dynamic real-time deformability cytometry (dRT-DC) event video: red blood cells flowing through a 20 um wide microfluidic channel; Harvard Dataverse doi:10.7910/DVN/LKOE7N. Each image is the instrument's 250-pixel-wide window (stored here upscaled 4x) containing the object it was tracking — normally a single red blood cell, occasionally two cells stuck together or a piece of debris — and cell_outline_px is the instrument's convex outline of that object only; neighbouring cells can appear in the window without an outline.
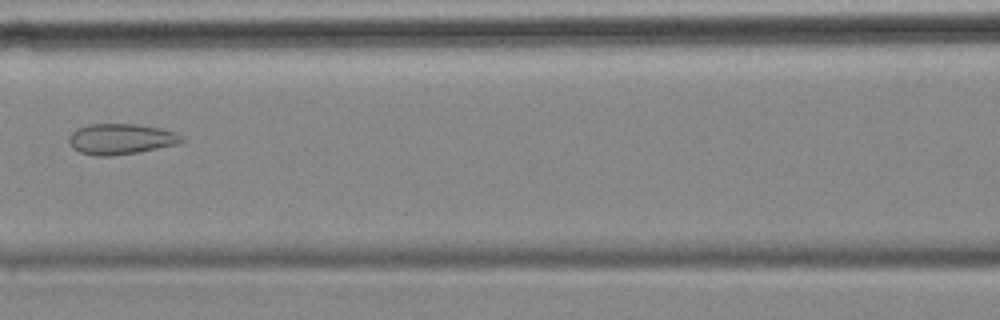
{"species": "common noctule bat (a hibernating species)", "species_latin": "Nyctalus noctula", "temperature_condition": "cold", "stored_images_in_passage": 10, "camera_frame_rate_fps": 3000, "um_per_image_px": 0.085, "animal": {"sex": "female", "body_mass_g": 18.4}, "frame": {"image": 1, "passage_image": 7, "time_ms": 7.0, "image_size_px": [1000, 320], "cell_outline_px": [[184, 140], [176, 144], [136, 152], [112, 156], [96, 156], [80, 152], [72, 148], [68, 140], [68, 136], [76, 128], [88, 124], [136, 124], [160, 128], [176, 132]], "centroid_in_image_um": [10.21, 11.81], "position_along_channel_um": 156.4, "area_um2": 20.06}}
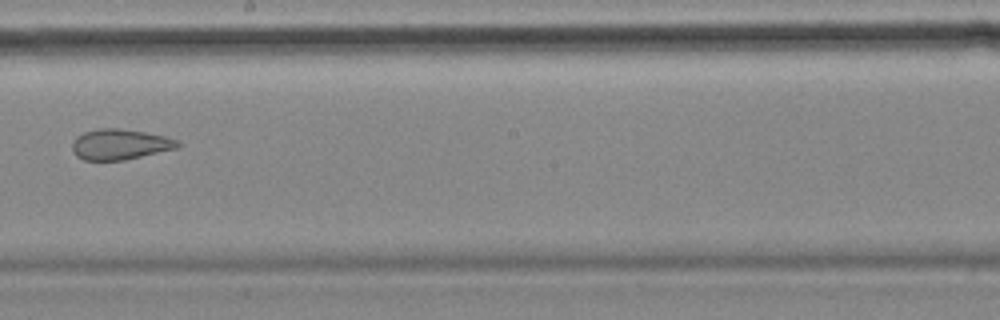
{"frame": {"image": 2, "passage_image": 9, "time_ms": 9.333, "image_size_px": [1000, 320], "cell_outline_px": [[180, 148], [124, 160], [84, 160], [76, 156], [72, 152], [72, 144], [76, 136], [84, 132], [100, 128], [120, 128], [144, 132], [164, 136], [176, 140], [180, 144]], "centroid_in_image_um": [10.18, 12.27], "position_along_channel_um": 238.0, "area_um2": 18.84}}